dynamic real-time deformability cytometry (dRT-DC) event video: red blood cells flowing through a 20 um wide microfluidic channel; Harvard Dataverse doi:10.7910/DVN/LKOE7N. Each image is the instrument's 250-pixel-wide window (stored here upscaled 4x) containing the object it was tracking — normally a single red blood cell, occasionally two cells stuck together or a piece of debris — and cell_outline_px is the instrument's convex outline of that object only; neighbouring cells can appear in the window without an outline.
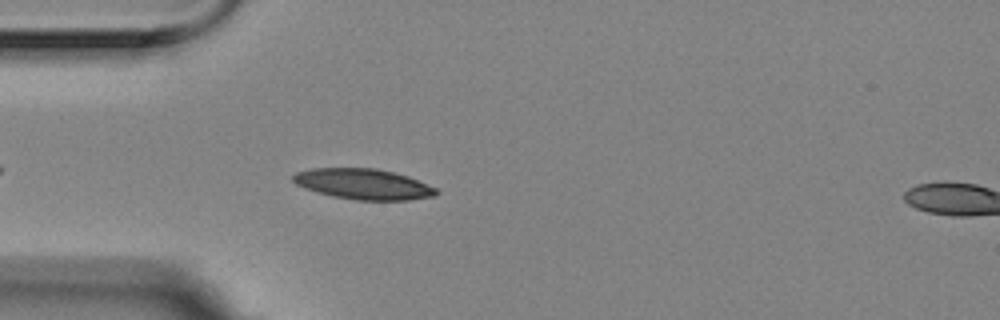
{"species": "Egyptian fruit bat (a non-hibernating species)", "species_latin": "Rousettus aegyptiacus", "temperature_condition": "room temperature", "stored_images_in_passage": 5, "segment_of_instrument_passage": [1, 2], "camera_frame_rate_fps": 3000, "um_per_image_px": 0.085, "animal": {"sex": "female"}, "frame": {"image": 1, "passage_image": 4, "time_ms": 1.0, "image_size_px": [1000, 320], "cell_outline_px": [[440, 192], [436, 196], [408, 200], [356, 200], [332, 196], [304, 188], [296, 184], [292, 180], [292, 176], [296, 172], [312, 168], [376, 168], [408, 176], [436, 188]], "centroid_in_image_um": [30.89, 15.65], "position_along_channel_um": 54.1, "area_um2": 25.55}}